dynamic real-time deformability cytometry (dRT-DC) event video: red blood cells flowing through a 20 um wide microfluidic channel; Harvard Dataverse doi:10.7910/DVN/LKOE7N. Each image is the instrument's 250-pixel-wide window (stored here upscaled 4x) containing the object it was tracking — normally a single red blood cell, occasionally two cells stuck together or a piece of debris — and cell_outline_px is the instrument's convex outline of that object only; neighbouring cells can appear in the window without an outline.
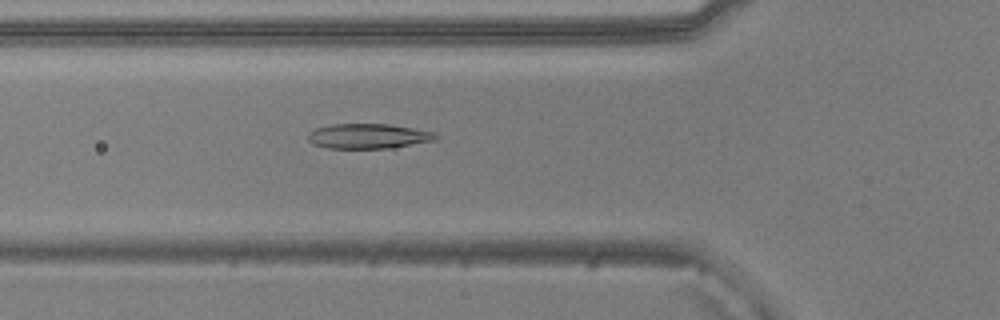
{"species": "common noctule bat (a hibernating species)", "species_latin": "Nyctalus noctula", "temperature_condition": "warm", "stored_images_in_passage": 51, "camera_frame_rate_fps": 3000, "um_per_image_px": 0.085, "animal": {"sex": "male", "body_mass_g": 20.5, "forearm_length_mm": 52.5}, "frame": {"image": 1, "passage_image": 17, "time_ms": 5.333, "image_size_px": [1000, 320], "cell_outline_px": [[440, 136], [436, 140], [392, 148], [328, 148], [312, 144], [308, 140], [308, 132], [316, 128], [332, 124], [388, 124], [436, 132]], "centroid_in_image_um": [31.32, 11.57], "position_along_channel_um": 94.5, "area_um2": 18.67}}
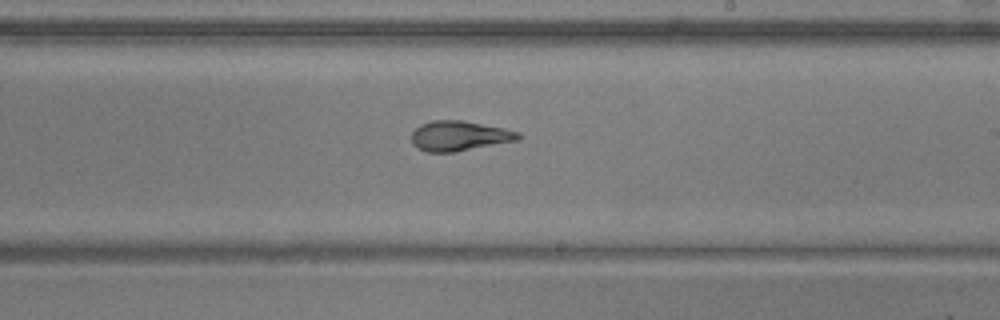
{"frame": {"image": 2, "passage_image": 29, "time_ms": 9.333, "image_size_px": [1000, 320], "cell_outline_px": [[524, 136], [516, 140], [456, 152], [428, 152], [412, 144], [412, 132], [420, 124], [432, 120], [464, 120], [520, 132]], "centroid_in_image_um": [39.04, 11.54], "position_along_channel_um": 250.0, "area_um2": 18.55}}
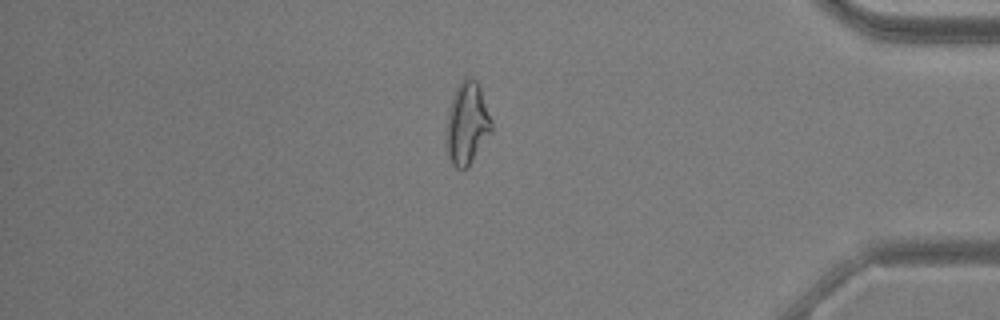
{"frame": {"image": 3, "passage_image": 43, "time_ms": 14.0, "image_size_px": [1000, 320], "cell_outline_px": [[492, 132], [468, 168], [456, 168], [452, 164], [448, 156], [444, 128], [448, 112], [456, 88], [460, 80], [464, 76], [468, 76], [476, 80], [480, 88], [492, 120]], "centroid_in_image_um": [39.69, 10.5], "position_along_channel_um": 395.5, "area_um2": 22.02}, "authors_computed_cell_mechanics": {"area_um2": 19.8832, "velocity_mm_per_s": 3.8702, "shape_relaxation_time_tau1_ms": 4.4511, "shape_relaxation_time_tau2_ms": 2.1458, "deformation_change_tau1": 0.173, "deformation_change_tau2": 0.0972}}